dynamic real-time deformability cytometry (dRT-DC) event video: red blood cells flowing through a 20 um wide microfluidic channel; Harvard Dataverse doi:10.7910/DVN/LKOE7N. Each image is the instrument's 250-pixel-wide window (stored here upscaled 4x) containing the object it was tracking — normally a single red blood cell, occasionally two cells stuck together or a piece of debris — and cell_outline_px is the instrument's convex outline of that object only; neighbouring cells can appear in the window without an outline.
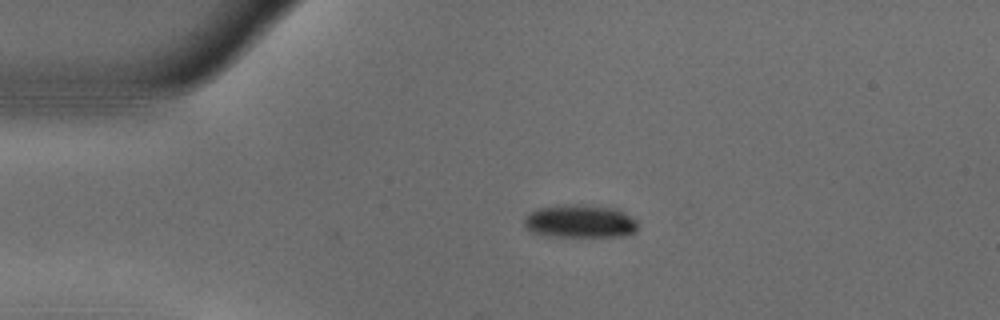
{"species": "common noctule bat (a hibernating species)", "species_latin": "Nyctalus noctula", "temperature_condition": "warm", "stored_images_in_passage": 4, "camera_frame_rate_fps": 3000, "um_per_image_px": 0.085, "animal": {"sex": "male", "body_mass_g": 18.8}, "frame": {"image": 1, "passage_image": 1, "time_ms": 0.0, "image_size_px": [1000, 320], "cell_outline_px": [[636, 232], [624, 236], [548, 236], [532, 232], [524, 224], [524, 216], [528, 212], [536, 208], [564, 204], [584, 204], [620, 208], [636, 220]], "centroid_in_image_um": [49.3, 18.78], "position_along_channel_um": 35.7, "area_um2": 22.31}}